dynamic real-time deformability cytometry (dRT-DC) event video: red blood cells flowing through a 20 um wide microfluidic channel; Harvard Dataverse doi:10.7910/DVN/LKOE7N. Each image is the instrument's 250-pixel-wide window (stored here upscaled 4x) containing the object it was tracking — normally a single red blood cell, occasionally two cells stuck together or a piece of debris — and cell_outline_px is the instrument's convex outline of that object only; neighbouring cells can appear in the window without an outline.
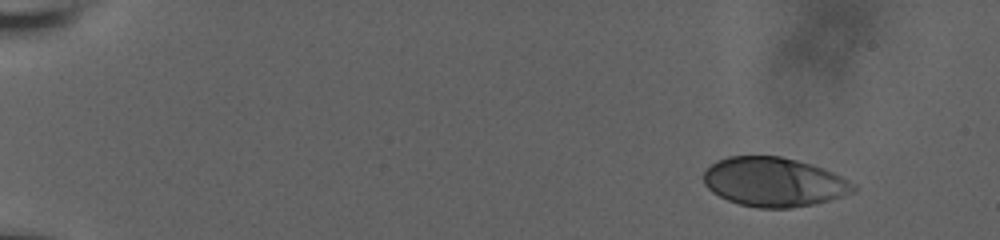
{"species": "human", "species_latin": "Homo sapiens", "temperature_condition": "room temperature", "stored_images_in_passage": 7, "camera_frame_rate_fps": 3000, "um_per_image_px": 0.085, "donor": {"sex": "male"}, "frame": {"image": 1, "passage_image": 1, "time_ms": 0.0, "image_size_px": [1000, 240], "cell_outline_px": [[856, 192], [816, 204], [788, 208], [760, 208], [740, 204], [728, 200], [712, 192], [704, 184], [704, 172], [716, 160], [728, 156], [780, 156], [812, 164], [824, 168], [856, 184]], "centroid_in_image_um": [65.8, 15.47], "position_along_channel_um": 19.2, "area_um2": 43.0}}
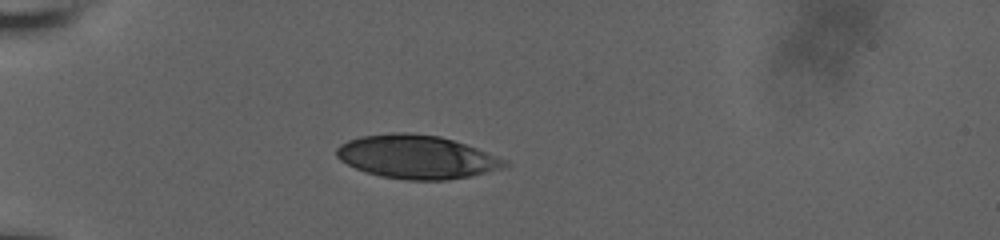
{"frame": {"image": 2, "passage_image": 5, "time_ms": 4.0, "image_size_px": [1000, 240], "cell_outline_px": [[512, 164], [500, 168], [472, 176], [448, 180], [408, 180], [380, 176], [356, 168], [340, 160], [336, 156], [336, 148], [340, 144], [348, 140], [360, 136], [392, 132], [412, 132], [440, 136], [476, 148], [508, 160]], "centroid_in_image_um": [35.42, 13.33], "position_along_channel_um": 49.6, "area_um2": 42.66}}
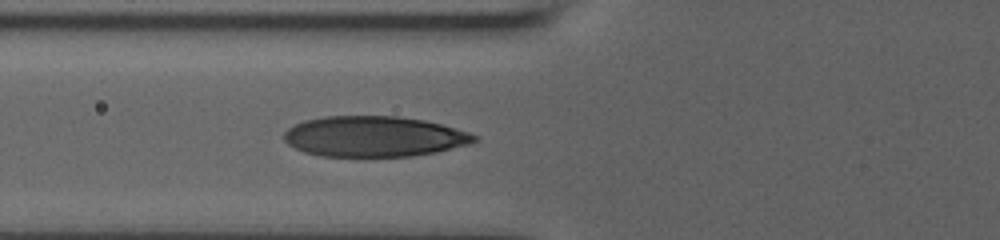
{"frame": {"image": 3, "passage_image": 7, "time_ms": 6.0, "image_size_px": [1000, 240], "cell_outline_px": [[480, 140], [468, 144], [436, 152], [412, 156], [324, 156], [304, 152], [288, 144], [284, 140], [284, 132], [288, 128], [304, 120], [324, 116], [396, 116], [424, 120], [440, 124], [468, 132], [480, 136]], "centroid_in_image_um": [31.8, 11.6], "position_along_channel_um": 94.0, "area_um2": 44.91}}